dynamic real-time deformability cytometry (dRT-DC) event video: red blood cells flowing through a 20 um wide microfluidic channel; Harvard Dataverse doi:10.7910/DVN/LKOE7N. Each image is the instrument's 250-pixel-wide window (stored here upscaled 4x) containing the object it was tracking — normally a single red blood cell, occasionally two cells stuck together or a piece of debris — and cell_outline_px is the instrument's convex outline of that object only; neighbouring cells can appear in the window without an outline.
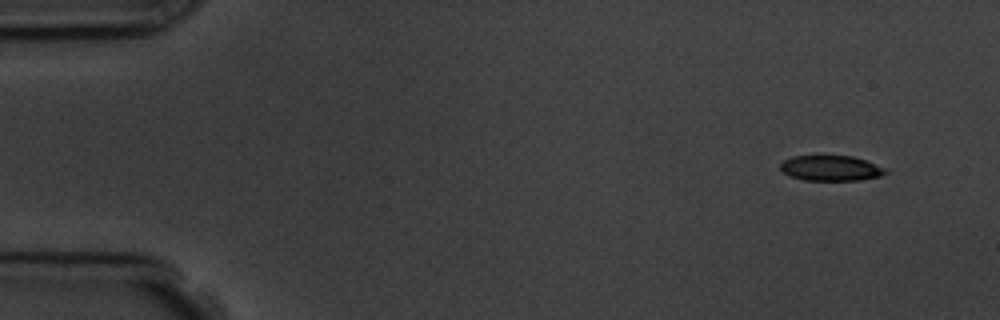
{"species": "common noctule bat (a hibernating species)", "species_latin": "Nyctalus noctula", "temperature_condition": "room temperature", "stored_images_in_passage": 4, "camera_frame_rate_fps": 3000, "um_per_image_px": 0.085, "animal": {"sex": "male", "body_mass_g": 19.5, "forearm_length_mm": 54.6}, "frame": {"image": 1, "passage_image": 1, "time_ms": 0.0, "image_size_px": [1000, 320], "cell_outline_px": [[888, 172], [880, 176], [860, 180], [804, 180], [792, 176], [784, 172], [780, 168], [780, 164], [784, 160], [792, 156], [824, 152], [852, 156], [888, 168]], "centroid_in_image_um": [70.62, 14.23], "position_along_channel_um": 14.4, "area_um2": 16.3}}
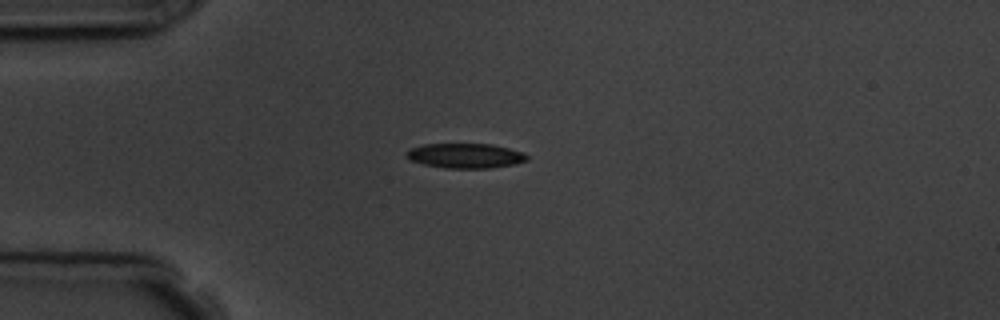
{"frame": {"image": 2, "passage_image": 4, "time_ms": 3.333, "image_size_px": [1000, 320], "cell_outline_px": [[528, 160], [516, 164], [488, 168], [444, 168], [424, 164], [412, 160], [404, 156], [404, 152], [412, 148], [424, 144], [492, 144], [508, 148], [520, 152], [528, 156]], "centroid_in_image_um": [39.54, 13.24], "position_along_channel_um": 45.5, "area_um2": 17.34}}